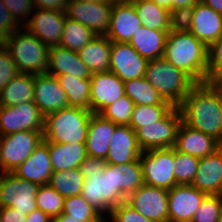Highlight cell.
I'll list each match as a JSON object with an SVG mask.
<instances>
[{"label":"cell","mask_w":222,"mask_h":222,"mask_svg":"<svg viewBox=\"0 0 222 222\" xmlns=\"http://www.w3.org/2000/svg\"><path fill=\"white\" fill-rule=\"evenodd\" d=\"M178 107L186 125L217 139L220 144L222 94L212 83H196Z\"/></svg>","instance_id":"1"},{"label":"cell","mask_w":222,"mask_h":222,"mask_svg":"<svg viewBox=\"0 0 222 222\" xmlns=\"http://www.w3.org/2000/svg\"><path fill=\"white\" fill-rule=\"evenodd\" d=\"M163 57L195 83L207 82L208 47L180 23L168 32Z\"/></svg>","instance_id":"2"},{"label":"cell","mask_w":222,"mask_h":222,"mask_svg":"<svg viewBox=\"0 0 222 222\" xmlns=\"http://www.w3.org/2000/svg\"><path fill=\"white\" fill-rule=\"evenodd\" d=\"M85 177L81 196L105 219L126 197L114 187L112 164L101 158L87 157L79 166Z\"/></svg>","instance_id":"3"},{"label":"cell","mask_w":222,"mask_h":222,"mask_svg":"<svg viewBox=\"0 0 222 222\" xmlns=\"http://www.w3.org/2000/svg\"><path fill=\"white\" fill-rule=\"evenodd\" d=\"M92 112L87 109L65 107L45 116L43 141L85 143Z\"/></svg>","instance_id":"4"},{"label":"cell","mask_w":222,"mask_h":222,"mask_svg":"<svg viewBox=\"0 0 222 222\" xmlns=\"http://www.w3.org/2000/svg\"><path fill=\"white\" fill-rule=\"evenodd\" d=\"M1 43L9 51L19 73H46L49 47L24 27H20Z\"/></svg>","instance_id":"5"},{"label":"cell","mask_w":222,"mask_h":222,"mask_svg":"<svg viewBox=\"0 0 222 222\" xmlns=\"http://www.w3.org/2000/svg\"><path fill=\"white\" fill-rule=\"evenodd\" d=\"M144 77L166 101L177 107L196 84L164 57L148 60Z\"/></svg>","instance_id":"6"},{"label":"cell","mask_w":222,"mask_h":222,"mask_svg":"<svg viewBox=\"0 0 222 222\" xmlns=\"http://www.w3.org/2000/svg\"><path fill=\"white\" fill-rule=\"evenodd\" d=\"M181 122V111L179 107L173 106L159 121L142 124L135 131L140 149L146 151L174 147Z\"/></svg>","instance_id":"7"},{"label":"cell","mask_w":222,"mask_h":222,"mask_svg":"<svg viewBox=\"0 0 222 222\" xmlns=\"http://www.w3.org/2000/svg\"><path fill=\"white\" fill-rule=\"evenodd\" d=\"M174 159V147L142 151L139 160L144 184L166 190L177 185Z\"/></svg>","instance_id":"8"},{"label":"cell","mask_w":222,"mask_h":222,"mask_svg":"<svg viewBox=\"0 0 222 222\" xmlns=\"http://www.w3.org/2000/svg\"><path fill=\"white\" fill-rule=\"evenodd\" d=\"M43 142V132L18 131L0 136V172H13Z\"/></svg>","instance_id":"9"},{"label":"cell","mask_w":222,"mask_h":222,"mask_svg":"<svg viewBox=\"0 0 222 222\" xmlns=\"http://www.w3.org/2000/svg\"><path fill=\"white\" fill-rule=\"evenodd\" d=\"M179 23L207 47L222 35V14L201 0L179 18Z\"/></svg>","instance_id":"10"},{"label":"cell","mask_w":222,"mask_h":222,"mask_svg":"<svg viewBox=\"0 0 222 222\" xmlns=\"http://www.w3.org/2000/svg\"><path fill=\"white\" fill-rule=\"evenodd\" d=\"M38 187L12 172H0V207H12L26 215L31 213L37 209Z\"/></svg>","instance_id":"11"},{"label":"cell","mask_w":222,"mask_h":222,"mask_svg":"<svg viewBox=\"0 0 222 222\" xmlns=\"http://www.w3.org/2000/svg\"><path fill=\"white\" fill-rule=\"evenodd\" d=\"M44 120L34 102L0 106V136L18 131L44 132Z\"/></svg>","instance_id":"12"},{"label":"cell","mask_w":222,"mask_h":222,"mask_svg":"<svg viewBox=\"0 0 222 222\" xmlns=\"http://www.w3.org/2000/svg\"><path fill=\"white\" fill-rule=\"evenodd\" d=\"M113 4L114 2L112 1L86 2L69 0L65 13L67 18L80 22L96 36L106 35L109 29Z\"/></svg>","instance_id":"13"},{"label":"cell","mask_w":222,"mask_h":222,"mask_svg":"<svg viewBox=\"0 0 222 222\" xmlns=\"http://www.w3.org/2000/svg\"><path fill=\"white\" fill-rule=\"evenodd\" d=\"M127 204L153 222L168 220V190L143 184L126 197Z\"/></svg>","instance_id":"14"},{"label":"cell","mask_w":222,"mask_h":222,"mask_svg":"<svg viewBox=\"0 0 222 222\" xmlns=\"http://www.w3.org/2000/svg\"><path fill=\"white\" fill-rule=\"evenodd\" d=\"M34 11L24 28L48 47L59 46L66 13L40 8H36Z\"/></svg>","instance_id":"15"},{"label":"cell","mask_w":222,"mask_h":222,"mask_svg":"<svg viewBox=\"0 0 222 222\" xmlns=\"http://www.w3.org/2000/svg\"><path fill=\"white\" fill-rule=\"evenodd\" d=\"M207 196L191 184H177L168 190V220L191 222L193 215Z\"/></svg>","instance_id":"16"},{"label":"cell","mask_w":222,"mask_h":222,"mask_svg":"<svg viewBox=\"0 0 222 222\" xmlns=\"http://www.w3.org/2000/svg\"><path fill=\"white\" fill-rule=\"evenodd\" d=\"M147 63L129 43L112 42L109 71L123 82L144 77Z\"/></svg>","instance_id":"17"},{"label":"cell","mask_w":222,"mask_h":222,"mask_svg":"<svg viewBox=\"0 0 222 222\" xmlns=\"http://www.w3.org/2000/svg\"><path fill=\"white\" fill-rule=\"evenodd\" d=\"M90 85L92 113H100L106 106L125 95L124 82L111 71L92 73Z\"/></svg>","instance_id":"18"},{"label":"cell","mask_w":222,"mask_h":222,"mask_svg":"<svg viewBox=\"0 0 222 222\" xmlns=\"http://www.w3.org/2000/svg\"><path fill=\"white\" fill-rule=\"evenodd\" d=\"M33 102L44 116L69 107L57 77L48 73L35 74Z\"/></svg>","instance_id":"19"},{"label":"cell","mask_w":222,"mask_h":222,"mask_svg":"<svg viewBox=\"0 0 222 222\" xmlns=\"http://www.w3.org/2000/svg\"><path fill=\"white\" fill-rule=\"evenodd\" d=\"M142 26L133 4L114 2L106 37L111 42L129 43Z\"/></svg>","instance_id":"20"},{"label":"cell","mask_w":222,"mask_h":222,"mask_svg":"<svg viewBox=\"0 0 222 222\" xmlns=\"http://www.w3.org/2000/svg\"><path fill=\"white\" fill-rule=\"evenodd\" d=\"M141 153L135 131L126 125H117L111 137L105 162L122 165L136 161L140 158Z\"/></svg>","instance_id":"21"},{"label":"cell","mask_w":222,"mask_h":222,"mask_svg":"<svg viewBox=\"0 0 222 222\" xmlns=\"http://www.w3.org/2000/svg\"><path fill=\"white\" fill-rule=\"evenodd\" d=\"M174 148L182 153L204 158L220 149V144L217 139L191 128L182 121Z\"/></svg>","instance_id":"22"},{"label":"cell","mask_w":222,"mask_h":222,"mask_svg":"<svg viewBox=\"0 0 222 222\" xmlns=\"http://www.w3.org/2000/svg\"><path fill=\"white\" fill-rule=\"evenodd\" d=\"M116 126L101 114L92 113L85 142L88 157L106 159Z\"/></svg>","instance_id":"23"},{"label":"cell","mask_w":222,"mask_h":222,"mask_svg":"<svg viewBox=\"0 0 222 222\" xmlns=\"http://www.w3.org/2000/svg\"><path fill=\"white\" fill-rule=\"evenodd\" d=\"M207 195H220L222 192V148L215 153L200 158L198 170L191 183Z\"/></svg>","instance_id":"24"},{"label":"cell","mask_w":222,"mask_h":222,"mask_svg":"<svg viewBox=\"0 0 222 222\" xmlns=\"http://www.w3.org/2000/svg\"><path fill=\"white\" fill-rule=\"evenodd\" d=\"M46 73L53 76L70 74L81 79H90L92 76L78 52L61 46L49 47Z\"/></svg>","instance_id":"25"},{"label":"cell","mask_w":222,"mask_h":222,"mask_svg":"<svg viewBox=\"0 0 222 222\" xmlns=\"http://www.w3.org/2000/svg\"><path fill=\"white\" fill-rule=\"evenodd\" d=\"M12 173L39 186L49 184L53 170L48 146L42 142Z\"/></svg>","instance_id":"26"},{"label":"cell","mask_w":222,"mask_h":222,"mask_svg":"<svg viewBox=\"0 0 222 222\" xmlns=\"http://www.w3.org/2000/svg\"><path fill=\"white\" fill-rule=\"evenodd\" d=\"M43 142L48 146L53 172L79 168L88 157L85 143Z\"/></svg>","instance_id":"27"},{"label":"cell","mask_w":222,"mask_h":222,"mask_svg":"<svg viewBox=\"0 0 222 222\" xmlns=\"http://www.w3.org/2000/svg\"><path fill=\"white\" fill-rule=\"evenodd\" d=\"M133 5L142 25L149 29L171 31L179 23V19L169 9L157 5L152 0Z\"/></svg>","instance_id":"28"},{"label":"cell","mask_w":222,"mask_h":222,"mask_svg":"<svg viewBox=\"0 0 222 222\" xmlns=\"http://www.w3.org/2000/svg\"><path fill=\"white\" fill-rule=\"evenodd\" d=\"M169 31L149 29L143 25L132 36L129 44L147 60L163 57Z\"/></svg>","instance_id":"29"},{"label":"cell","mask_w":222,"mask_h":222,"mask_svg":"<svg viewBox=\"0 0 222 222\" xmlns=\"http://www.w3.org/2000/svg\"><path fill=\"white\" fill-rule=\"evenodd\" d=\"M112 42L105 35H97L83 46L78 54L91 73L108 72Z\"/></svg>","instance_id":"30"},{"label":"cell","mask_w":222,"mask_h":222,"mask_svg":"<svg viewBox=\"0 0 222 222\" xmlns=\"http://www.w3.org/2000/svg\"><path fill=\"white\" fill-rule=\"evenodd\" d=\"M35 75L19 73L0 91V106L33 102Z\"/></svg>","instance_id":"31"},{"label":"cell","mask_w":222,"mask_h":222,"mask_svg":"<svg viewBox=\"0 0 222 222\" xmlns=\"http://www.w3.org/2000/svg\"><path fill=\"white\" fill-rule=\"evenodd\" d=\"M66 93L69 107L87 109L90 107V79H81L70 74L56 76Z\"/></svg>","instance_id":"32"},{"label":"cell","mask_w":222,"mask_h":222,"mask_svg":"<svg viewBox=\"0 0 222 222\" xmlns=\"http://www.w3.org/2000/svg\"><path fill=\"white\" fill-rule=\"evenodd\" d=\"M114 187L125 197L144 184L140 160L122 165L112 164Z\"/></svg>","instance_id":"33"},{"label":"cell","mask_w":222,"mask_h":222,"mask_svg":"<svg viewBox=\"0 0 222 222\" xmlns=\"http://www.w3.org/2000/svg\"><path fill=\"white\" fill-rule=\"evenodd\" d=\"M124 93L135 105H172L161 96L145 77L125 81Z\"/></svg>","instance_id":"34"},{"label":"cell","mask_w":222,"mask_h":222,"mask_svg":"<svg viewBox=\"0 0 222 222\" xmlns=\"http://www.w3.org/2000/svg\"><path fill=\"white\" fill-rule=\"evenodd\" d=\"M85 177L79 168L54 171L49 184L64 198L81 195Z\"/></svg>","instance_id":"35"},{"label":"cell","mask_w":222,"mask_h":222,"mask_svg":"<svg viewBox=\"0 0 222 222\" xmlns=\"http://www.w3.org/2000/svg\"><path fill=\"white\" fill-rule=\"evenodd\" d=\"M95 37L96 34L89 28L66 17L59 46L78 52Z\"/></svg>","instance_id":"36"},{"label":"cell","mask_w":222,"mask_h":222,"mask_svg":"<svg viewBox=\"0 0 222 222\" xmlns=\"http://www.w3.org/2000/svg\"><path fill=\"white\" fill-rule=\"evenodd\" d=\"M64 199L50 184L40 185L36 195L37 209L53 219L63 212Z\"/></svg>","instance_id":"37"},{"label":"cell","mask_w":222,"mask_h":222,"mask_svg":"<svg viewBox=\"0 0 222 222\" xmlns=\"http://www.w3.org/2000/svg\"><path fill=\"white\" fill-rule=\"evenodd\" d=\"M173 105H135L129 127L136 131L142 124H150L159 121Z\"/></svg>","instance_id":"38"},{"label":"cell","mask_w":222,"mask_h":222,"mask_svg":"<svg viewBox=\"0 0 222 222\" xmlns=\"http://www.w3.org/2000/svg\"><path fill=\"white\" fill-rule=\"evenodd\" d=\"M134 106V102L127 95H124L106 106L99 114L116 125L129 126Z\"/></svg>","instance_id":"39"},{"label":"cell","mask_w":222,"mask_h":222,"mask_svg":"<svg viewBox=\"0 0 222 222\" xmlns=\"http://www.w3.org/2000/svg\"><path fill=\"white\" fill-rule=\"evenodd\" d=\"M200 158L175 149L174 175L177 184H191L198 170Z\"/></svg>","instance_id":"40"},{"label":"cell","mask_w":222,"mask_h":222,"mask_svg":"<svg viewBox=\"0 0 222 222\" xmlns=\"http://www.w3.org/2000/svg\"><path fill=\"white\" fill-rule=\"evenodd\" d=\"M62 213L83 219H105L81 195L66 197Z\"/></svg>","instance_id":"41"},{"label":"cell","mask_w":222,"mask_h":222,"mask_svg":"<svg viewBox=\"0 0 222 222\" xmlns=\"http://www.w3.org/2000/svg\"><path fill=\"white\" fill-rule=\"evenodd\" d=\"M222 214V196L207 195L191 222H218Z\"/></svg>","instance_id":"42"},{"label":"cell","mask_w":222,"mask_h":222,"mask_svg":"<svg viewBox=\"0 0 222 222\" xmlns=\"http://www.w3.org/2000/svg\"><path fill=\"white\" fill-rule=\"evenodd\" d=\"M10 11L11 16L20 27L29 21L30 16L36 9L34 0H2ZM29 17V18H28Z\"/></svg>","instance_id":"43"},{"label":"cell","mask_w":222,"mask_h":222,"mask_svg":"<svg viewBox=\"0 0 222 222\" xmlns=\"http://www.w3.org/2000/svg\"><path fill=\"white\" fill-rule=\"evenodd\" d=\"M222 74V35L208 47L207 82L213 83Z\"/></svg>","instance_id":"44"},{"label":"cell","mask_w":222,"mask_h":222,"mask_svg":"<svg viewBox=\"0 0 222 222\" xmlns=\"http://www.w3.org/2000/svg\"><path fill=\"white\" fill-rule=\"evenodd\" d=\"M105 222H153L132 208L126 202L115 206ZM108 220V221H107Z\"/></svg>","instance_id":"45"},{"label":"cell","mask_w":222,"mask_h":222,"mask_svg":"<svg viewBox=\"0 0 222 222\" xmlns=\"http://www.w3.org/2000/svg\"><path fill=\"white\" fill-rule=\"evenodd\" d=\"M19 74L9 51L0 42V91Z\"/></svg>","instance_id":"46"},{"label":"cell","mask_w":222,"mask_h":222,"mask_svg":"<svg viewBox=\"0 0 222 222\" xmlns=\"http://www.w3.org/2000/svg\"><path fill=\"white\" fill-rule=\"evenodd\" d=\"M19 28L20 26L13 19L10 11L4 5L3 1L0 0V42L9 37Z\"/></svg>","instance_id":"47"},{"label":"cell","mask_w":222,"mask_h":222,"mask_svg":"<svg viewBox=\"0 0 222 222\" xmlns=\"http://www.w3.org/2000/svg\"><path fill=\"white\" fill-rule=\"evenodd\" d=\"M26 214L12 207H0V222H25Z\"/></svg>","instance_id":"48"},{"label":"cell","mask_w":222,"mask_h":222,"mask_svg":"<svg viewBox=\"0 0 222 222\" xmlns=\"http://www.w3.org/2000/svg\"><path fill=\"white\" fill-rule=\"evenodd\" d=\"M69 0H34L36 8L65 12Z\"/></svg>","instance_id":"49"},{"label":"cell","mask_w":222,"mask_h":222,"mask_svg":"<svg viewBox=\"0 0 222 222\" xmlns=\"http://www.w3.org/2000/svg\"><path fill=\"white\" fill-rule=\"evenodd\" d=\"M199 0H174V15L179 19Z\"/></svg>","instance_id":"50"},{"label":"cell","mask_w":222,"mask_h":222,"mask_svg":"<svg viewBox=\"0 0 222 222\" xmlns=\"http://www.w3.org/2000/svg\"><path fill=\"white\" fill-rule=\"evenodd\" d=\"M25 222H53V219L40 209H35L31 213L27 214Z\"/></svg>","instance_id":"51"},{"label":"cell","mask_w":222,"mask_h":222,"mask_svg":"<svg viewBox=\"0 0 222 222\" xmlns=\"http://www.w3.org/2000/svg\"><path fill=\"white\" fill-rule=\"evenodd\" d=\"M105 219H83L61 213L53 218V222H105Z\"/></svg>","instance_id":"52"},{"label":"cell","mask_w":222,"mask_h":222,"mask_svg":"<svg viewBox=\"0 0 222 222\" xmlns=\"http://www.w3.org/2000/svg\"><path fill=\"white\" fill-rule=\"evenodd\" d=\"M203 3L207 4L214 11L222 14V0H201Z\"/></svg>","instance_id":"53"},{"label":"cell","mask_w":222,"mask_h":222,"mask_svg":"<svg viewBox=\"0 0 222 222\" xmlns=\"http://www.w3.org/2000/svg\"><path fill=\"white\" fill-rule=\"evenodd\" d=\"M157 5L169 9L174 14V0H152Z\"/></svg>","instance_id":"54"},{"label":"cell","mask_w":222,"mask_h":222,"mask_svg":"<svg viewBox=\"0 0 222 222\" xmlns=\"http://www.w3.org/2000/svg\"><path fill=\"white\" fill-rule=\"evenodd\" d=\"M222 94V74L212 83Z\"/></svg>","instance_id":"55"},{"label":"cell","mask_w":222,"mask_h":222,"mask_svg":"<svg viewBox=\"0 0 222 222\" xmlns=\"http://www.w3.org/2000/svg\"><path fill=\"white\" fill-rule=\"evenodd\" d=\"M141 1H146V0H127L126 2L129 3V4H135V3H138V2H141Z\"/></svg>","instance_id":"56"},{"label":"cell","mask_w":222,"mask_h":222,"mask_svg":"<svg viewBox=\"0 0 222 222\" xmlns=\"http://www.w3.org/2000/svg\"><path fill=\"white\" fill-rule=\"evenodd\" d=\"M86 2H99V1H110V0H82Z\"/></svg>","instance_id":"57"},{"label":"cell","mask_w":222,"mask_h":222,"mask_svg":"<svg viewBox=\"0 0 222 222\" xmlns=\"http://www.w3.org/2000/svg\"><path fill=\"white\" fill-rule=\"evenodd\" d=\"M220 146H222V127H221V131H220Z\"/></svg>","instance_id":"58"},{"label":"cell","mask_w":222,"mask_h":222,"mask_svg":"<svg viewBox=\"0 0 222 222\" xmlns=\"http://www.w3.org/2000/svg\"><path fill=\"white\" fill-rule=\"evenodd\" d=\"M112 2H126L127 0H110Z\"/></svg>","instance_id":"59"},{"label":"cell","mask_w":222,"mask_h":222,"mask_svg":"<svg viewBox=\"0 0 222 222\" xmlns=\"http://www.w3.org/2000/svg\"><path fill=\"white\" fill-rule=\"evenodd\" d=\"M218 222H222V214H221L220 219H219V221H218Z\"/></svg>","instance_id":"60"}]
</instances>
